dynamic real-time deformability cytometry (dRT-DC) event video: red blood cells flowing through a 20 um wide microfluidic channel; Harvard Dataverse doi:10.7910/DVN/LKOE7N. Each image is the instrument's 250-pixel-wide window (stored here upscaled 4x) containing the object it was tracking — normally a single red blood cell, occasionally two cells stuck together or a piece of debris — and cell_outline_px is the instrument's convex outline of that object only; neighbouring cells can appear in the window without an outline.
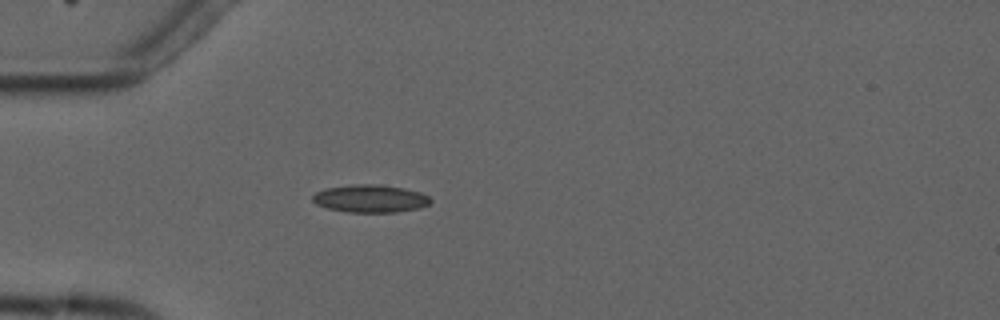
{"species": "common noctule bat (a hibernating species)", "species_latin": "Nyctalus noctula", "temperature_condition": "cold", "stored_images_in_passage": 5, "camera_frame_rate_fps": 3000, "um_per_image_px": 0.085, "animal": {"sex": "male", "forearm_length_mm": 52.5}, "frame": {"image": 1, "passage_image": 5, "time_ms": 4.667, "image_size_px": [1000, 320], "cell_outline_px": [[432, 200], [428, 204], [420, 208], [396, 212], [348, 212], [328, 208], [316, 204], [312, 200], [312, 196], [316, 192], [328, 188], [352, 184], [380, 184], [404, 188], [420, 192], [428, 196]], "centroid_in_image_um": [31.49, 16.87], "position_along_channel_um": 53.5, "area_um2": 19.02}}